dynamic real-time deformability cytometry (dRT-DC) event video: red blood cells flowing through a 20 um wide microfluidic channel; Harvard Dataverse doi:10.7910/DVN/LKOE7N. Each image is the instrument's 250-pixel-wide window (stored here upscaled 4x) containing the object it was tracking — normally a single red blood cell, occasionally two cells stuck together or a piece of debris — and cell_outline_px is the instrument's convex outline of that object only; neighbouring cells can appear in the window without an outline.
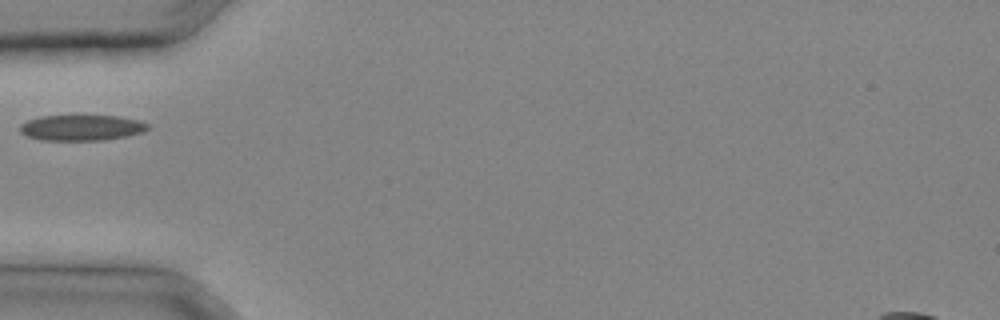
{"species": "common noctule bat (a hibernating species)", "species_latin": "Nyctalus noctula", "temperature_condition": "cold", "stored_images_in_passage": 18, "camera_frame_rate_fps": 3000, "um_per_image_px": 0.085, "animal": {"sex": "male", "body_mass_g": 20.4}, "frame": {"image": 1, "passage_image": 1, "time_ms": 0.0, "image_size_px": [1000, 320], "cell_outline_px": [[148, 128], [144, 132], [104, 140], [40, 140], [28, 136], [20, 132], [20, 124], [28, 120], [40, 116], [116, 116], [140, 120], [148, 124]], "centroid_in_image_um": [6.92, 10.85], "position_along_channel_um": 78.1, "area_um2": 19.02}}
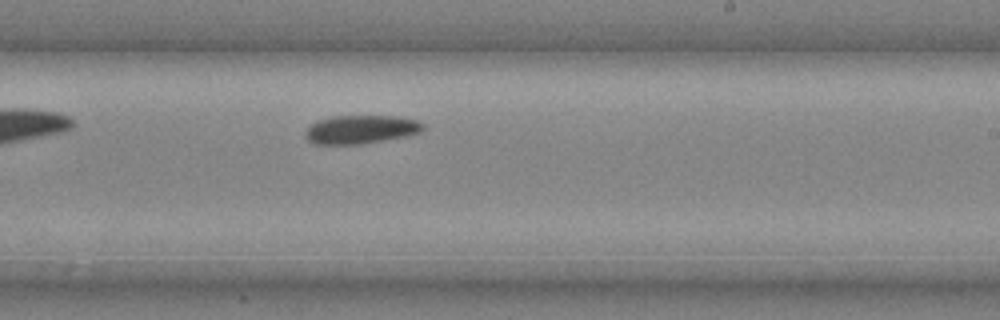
{"frame": {"image": 2, "passage_image": 10, "time_ms": 3.0, "image_size_px": [1000, 320], "cell_outline_px": [[424, 128], [420, 132], [404, 136], [384, 140], [360, 144], [312, 144], [308, 140], [304, 132], [312, 124], [320, 120], [332, 116], [396, 116], [420, 120], [424, 124]], "centroid_in_image_um": [30.69, 11.0], "position_along_channel_um": 258.3, "area_um2": 19.48}}
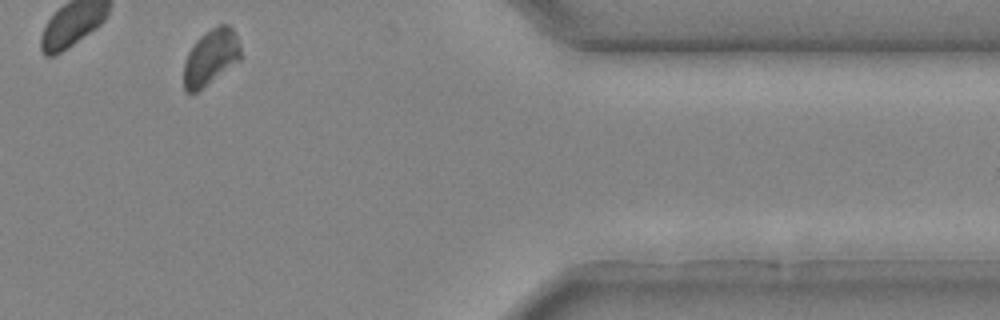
{"frame": {"image": 3, "passage_image": 18, "time_ms": 5.667, "image_size_px": [1000, 320], "cell_outline_px": [[240, 60], [196, 92], [188, 92], [184, 88], [184, 64], [188, 52], [196, 40], [204, 32], [220, 24], [228, 24], [232, 28], [240, 44]], "centroid_in_image_um": [17.91, 4.83], "position_along_channel_um": 393.5, "area_um2": 18.21}}